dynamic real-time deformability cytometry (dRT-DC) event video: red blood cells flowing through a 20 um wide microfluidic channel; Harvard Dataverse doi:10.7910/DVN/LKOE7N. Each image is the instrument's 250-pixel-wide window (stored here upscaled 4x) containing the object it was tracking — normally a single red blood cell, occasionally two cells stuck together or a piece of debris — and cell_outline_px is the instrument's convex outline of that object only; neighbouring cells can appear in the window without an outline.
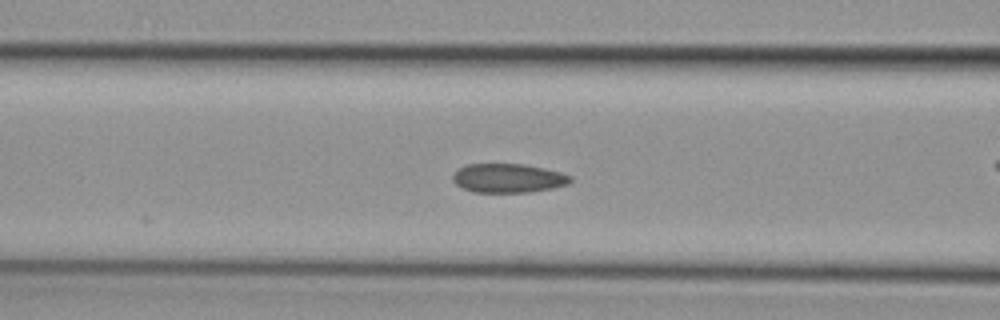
{"species": "common noctule bat (a hibernating species)", "species_latin": "Nyctalus noctula", "temperature_condition": "cold", "stored_images_in_passage": 54, "camera_frame_rate_fps": 3000, "um_per_image_px": 0.085, "animal": {"sex": "female", "body_mass_g": 29.2, "forearm_length_mm": 56.3}, "frame": {"image": 1, "passage_image": 24, "time_ms": 7.667, "image_size_px": [1000, 320], "cell_outline_px": [[572, 180], [568, 184], [552, 188], [528, 192], [472, 192], [460, 188], [452, 180], [452, 172], [456, 168], [468, 164], [524, 164], [544, 168], [560, 172], [572, 176]], "centroid_in_image_um": [43.14, 15.14], "position_along_channel_um": 123.5, "area_um2": 20.11}}
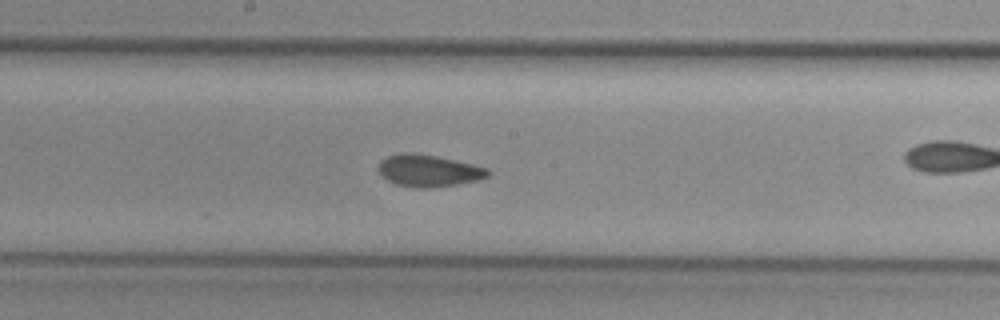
{"frame": {"image": 2, "passage_image": 31, "time_ms": 10.0, "image_size_px": [1000, 320], "cell_outline_px": [[492, 172], [488, 176], [480, 180], [456, 184], [428, 188], [420, 188], [396, 184], [388, 180], [376, 168], [380, 160], [388, 156], [400, 152], [412, 152], [436, 156], [472, 164], [488, 168]], "centroid_in_image_um": [36.43, 14.5], "position_along_channel_um": 211.8, "area_um2": 20.4}}
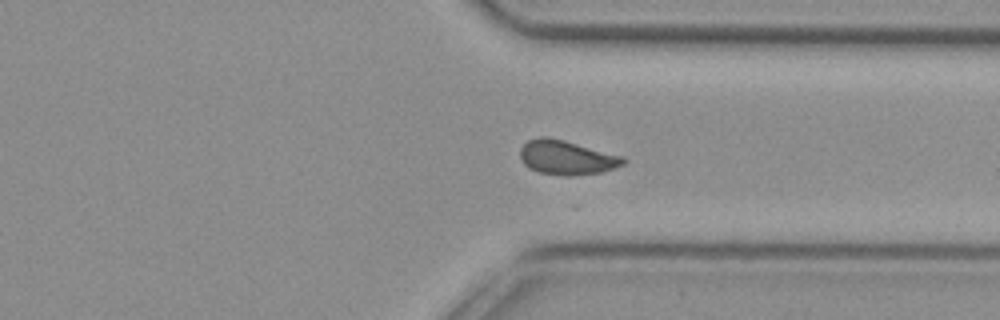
{"frame": {"image": 3, "passage_image": 43, "time_ms": 14.0, "image_size_px": [1000, 320], "cell_outline_px": [[628, 160], [624, 164], [600, 172], [568, 176], [564, 176], [540, 172], [528, 168], [520, 160], [520, 148], [528, 140], [540, 136], [548, 136], [564, 140], [624, 156]], "centroid_in_image_um": [48.15, 13.38], "position_along_channel_um": 363.3, "area_um2": 20.69}, "authors_computed_cell_mechanics": {"area_um2": 20.6924, "velocity_mm_per_s": 3.7887, "shape_relaxation_time_tau1_ms": null, "shape_relaxation_time_tau2_ms": 1.2968, "deformation_change_tau1": null, "deformation_change_tau2": 0.0539}}